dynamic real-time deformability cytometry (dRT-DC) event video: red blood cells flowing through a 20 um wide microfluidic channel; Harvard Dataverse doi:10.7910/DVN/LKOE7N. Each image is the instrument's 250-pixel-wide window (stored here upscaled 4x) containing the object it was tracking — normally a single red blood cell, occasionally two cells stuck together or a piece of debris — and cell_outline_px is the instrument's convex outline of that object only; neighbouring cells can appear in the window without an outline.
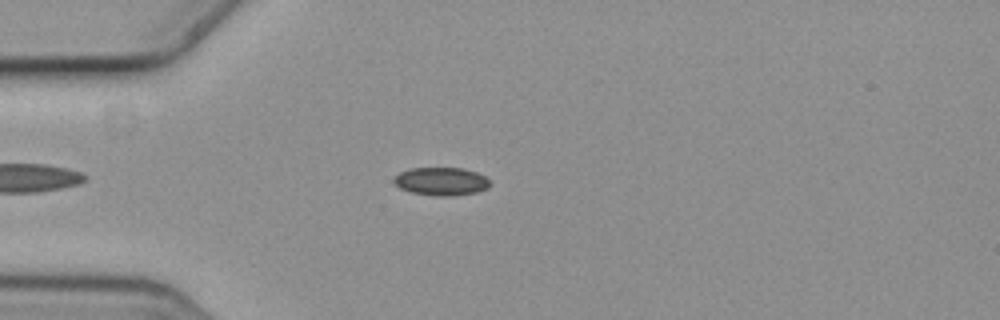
{"species": "common noctule bat (a hibernating species)", "species_latin": "Nyctalus noctula", "temperature_condition": "cold", "stored_images_in_passage": 6, "camera_frame_rate_fps": 3000, "um_per_image_px": 0.085, "animal": {"sex": "female", "body_mass_g": 19.3, "forearm_length_mm": 54.1}, "frame": {"image": 1, "passage_image": 5, "time_ms": 1.333, "image_size_px": [1000, 320], "cell_outline_px": [[488, 188], [476, 192], [452, 196], [436, 196], [412, 192], [400, 188], [392, 180], [400, 172], [408, 168], [464, 168], [476, 172], [484, 176], [488, 180]], "centroid_in_image_um": [37.49, 15.41], "position_along_channel_um": 47.5, "area_um2": 15.61}}
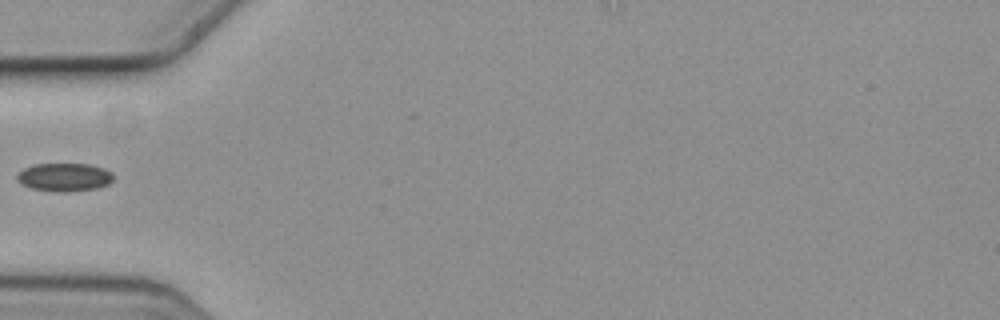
{"frame": {"image": 2, "passage_image": 6, "time_ms": 1.667, "image_size_px": [1000, 320], "cell_outline_px": [[112, 180], [108, 184], [96, 188], [68, 192], [60, 192], [32, 188], [20, 184], [16, 180], [16, 176], [24, 168], [32, 164], [88, 164], [104, 168], [112, 172]], "centroid_in_image_um": [5.45, 15.05], "position_along_channel_um": 79.6, "area_um2": 15.84}}